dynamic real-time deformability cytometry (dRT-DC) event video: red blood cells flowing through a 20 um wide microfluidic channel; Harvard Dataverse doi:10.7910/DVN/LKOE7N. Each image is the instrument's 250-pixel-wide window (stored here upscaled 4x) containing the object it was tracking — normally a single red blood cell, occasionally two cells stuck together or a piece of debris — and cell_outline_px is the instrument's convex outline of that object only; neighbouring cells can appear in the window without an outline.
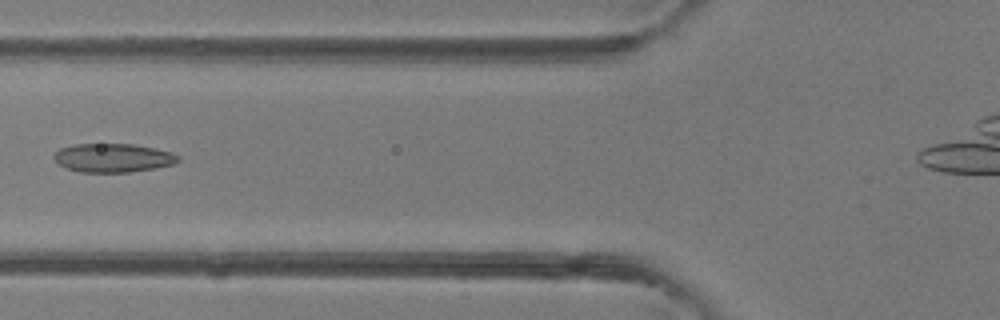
{"species": "common noctule bat (a hibernating species)", "species_latin": "Nyctalus noctula", "temperature_condition": "room temperature", "stored_images_in_passage": 4, "camera_frame_rate_fps": 3000, "um_per_image_px": 0.085, "animal": {"sex": "female"}, "frame": {"image": 1, "passage_image": 4, "time_ms": 4.333, "image_size_px": [1000, 320], "cell_outline_px": [[180, 160], [172, 164], [156, 168], [128, 172], [80, 172], [64, 168], [52, 156], [60, 148], [76, 144], [132, 144], [172, 152], [180, 156]], "centroid_in_image_um": [9.6, 13.42], "position_along_channel_um": 116.2, "area_um2": 20.69}}